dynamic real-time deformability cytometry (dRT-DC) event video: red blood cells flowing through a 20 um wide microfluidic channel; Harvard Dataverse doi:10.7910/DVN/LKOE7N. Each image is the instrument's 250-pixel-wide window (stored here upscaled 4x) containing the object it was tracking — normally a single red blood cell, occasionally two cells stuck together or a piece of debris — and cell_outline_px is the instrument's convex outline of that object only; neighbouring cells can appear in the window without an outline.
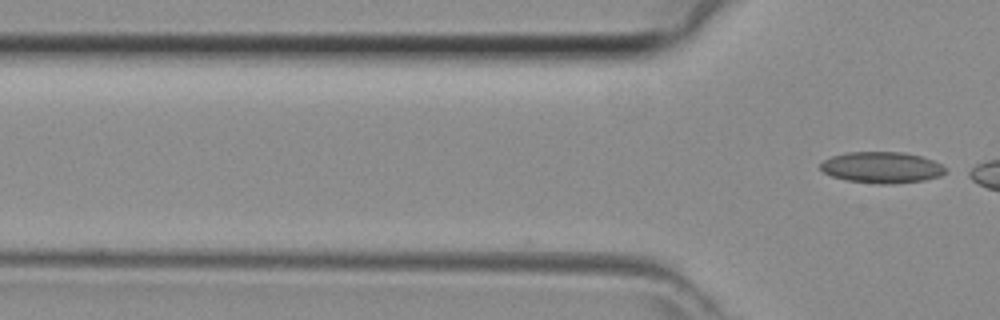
{"species": "common noctule bat (a hibernating species)", "species_latin": "Nyctalus noctula", "temperature_condition": "room temperature", "stored_images_in_passage": 6, "camera_frame_rate_fps": 3000, "um_per_image_px": 0.085, "animal": {"sex": "female", "body_mass_g": 29.2, "forearm_length_mm": 56.3}, "frame": {"image": 1, "passage_image": 6, "time_ms": 1.667, "image_size_px": [1000, 320], "cell_outline_px": [[948, 172], [940, 176], [924, 180], [888, 184], [880, 184], [848, 180], [832, 176], [824, 172], [820, 168], [820, 164], [824, 160], [832, 156], [848, 152], [904, 152], [924, 156], [948, 168]], "centroid_in_image_um": [75.0, 14.22], "position_along_channel_um": 50.8, "area_um2": 22.77}}